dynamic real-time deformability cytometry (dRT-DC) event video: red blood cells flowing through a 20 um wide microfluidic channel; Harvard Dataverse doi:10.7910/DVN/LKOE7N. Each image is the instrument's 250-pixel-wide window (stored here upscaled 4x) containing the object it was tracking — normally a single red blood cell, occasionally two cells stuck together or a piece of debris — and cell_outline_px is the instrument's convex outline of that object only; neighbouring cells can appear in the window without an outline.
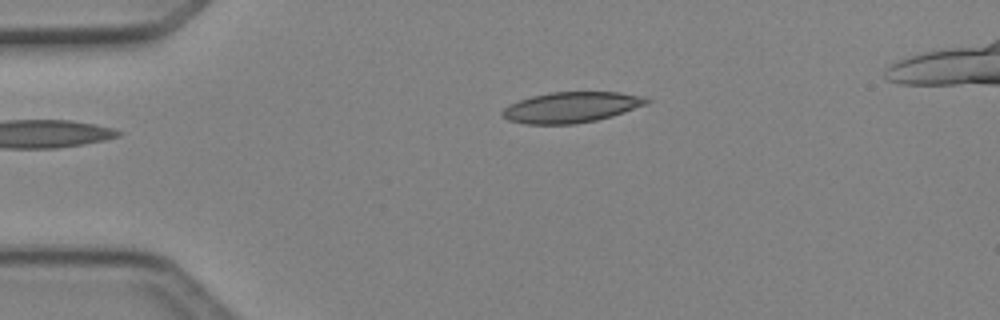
{"species": "Egyptian fruit bat (a non-hibernating species)", "species_latin": "Rousettus aegyptiacus", "temperature_condition": "cold", "stored_images_in_passage": 39, "segment_of_instrument_passage": [1, 2], "camera_frame_rate_fps": 3000, "um_per_image_px": 0.085, "animal": {"sex": "female"}, "frame": {"image": 1, "passage_image": 1, "time_ms": 0.0, "image_size_px": [1000, 320], "cell_outline_px": [[652, 100], [644, 104], [624, 112], [612, 116], [596, 120], [572, 124], [524, 124], [508, 120], [500, 112], [508, 104], [532, 96], [548, 92], [620, 92], [644, 96]], "centroid_in_image_um": [48.53, 9.11], "position_along_channel_um": 36.5, "area_um2": 25.72}}
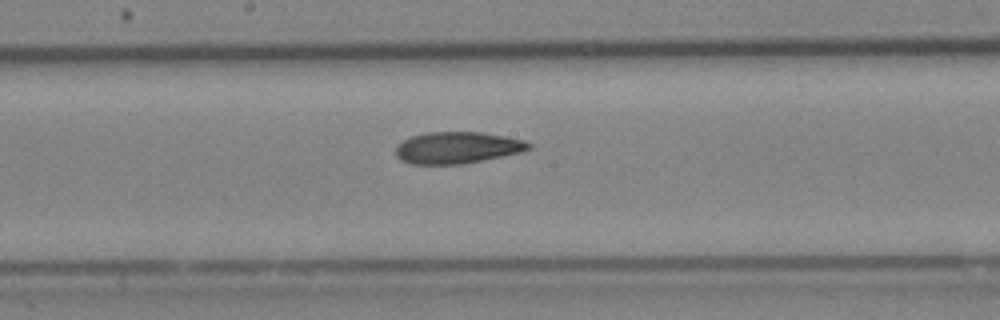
{"frame": {"image": 2, "passage_image": 16, "time_ms": 5.0, "image_size_px": [1000, 320], "cell_outline_px": [[532, 148], [524, 152], [460, 164], [408, 164], [400, 160], [396, 156], [396, 144], [412, 136], [428, 132], [480, 132], [504, 136], [524, 140], [532, 144]], "centroid_in_image_um": [38.87, 12.55], "position_along_channel_um": 209.3, "area_um2": 24.62}}
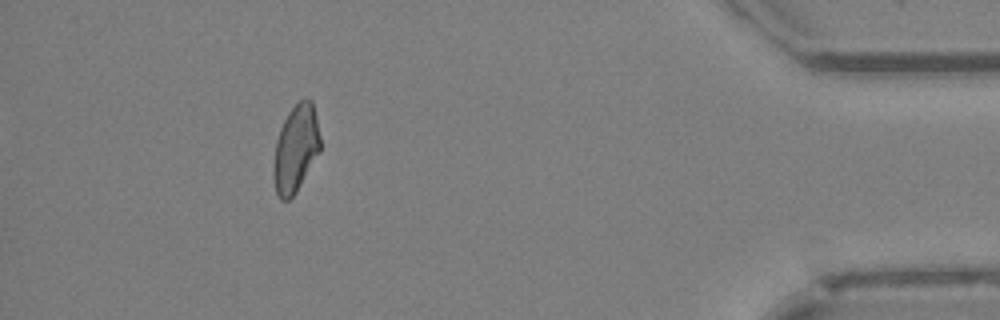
{"frame": {"image": 3, "passage_image": 34, "time_ms": 11.0, "image_size_px": [1000, 320], "cell_outline_px": [[320, 152], [296, 192], [288, 200], [280, 200], [276, 192], [272, 172], [272, 168], [276, 140], [280, 128], [288, 112], [300, 100], [312, 100], [316, 116], [320, 136]], "centroid_in_image_um": [25.12, 12.66], "position_along_channel_um": 410.1, "area_um2": 23.76}}